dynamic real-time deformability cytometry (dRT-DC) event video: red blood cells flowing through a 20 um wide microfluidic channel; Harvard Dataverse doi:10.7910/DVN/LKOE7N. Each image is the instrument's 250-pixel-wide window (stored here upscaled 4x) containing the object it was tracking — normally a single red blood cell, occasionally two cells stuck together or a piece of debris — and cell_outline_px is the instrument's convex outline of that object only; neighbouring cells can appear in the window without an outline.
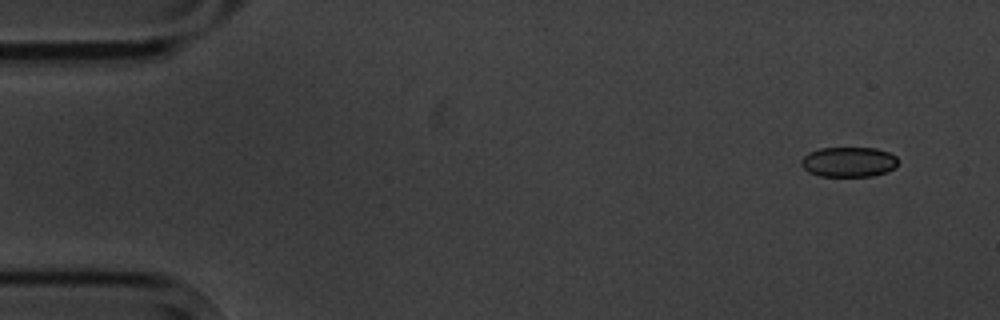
{"species": "common noctule bat (a hibernating species)", "species_latin": "Nyctalus noctula", "temperature_condition": "cold", "stored_images_in_passage": 10, "camera_frame_rate_fps": 3000, "um_per_image_px": 0.085, "animal": {"sex": "male", "body_mass_g": 20.1, "forearm_length_mm": 53.5}, "frame": {"image": 1, "passage_image": 1, "time_ms": 0.0, "image_size_px": [1000, 320], "cell_outline_px": [[896, 164], [888, 172], [872, 176], [820, 176], [808, 172], [800, 164], [800, 160], [808, 152], [820, 148], [876, 148], [888, 152], [896, 156]], "centroid_in_image_um": [72.1, 13.76], "position_along_channel_um": 12.9, "area_um2": 16.94}}
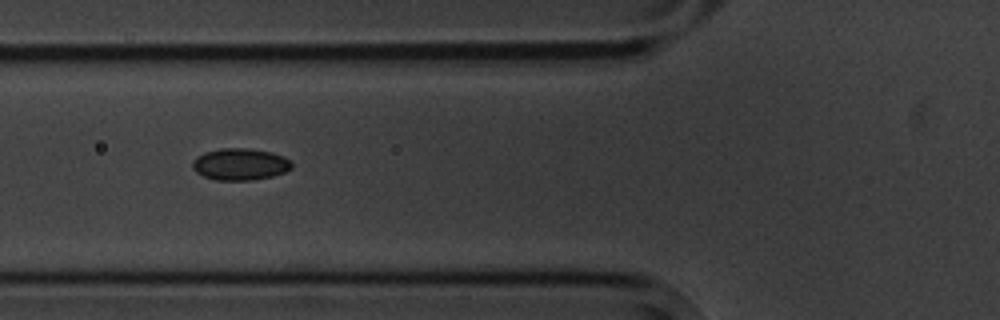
{"frame": {"image": 2, "passage_image": 6, "time_ms": 5.667, "image_size_px": [1000, 320], "cell_outline_px": [[292, 168], [284, 172], [272, 176], [252, 180], [216, 180], [204, 176], [196, 172], [192, 168], [192, 160], [196, 156], [204, 152], [220, 148], [248, 148], [272, 152], [284, 156], [292, 164]], "centroid_in_image_um": [20.38, 13.95], "position_along_channel_um": 105.4, "area_um2": 18.5}}
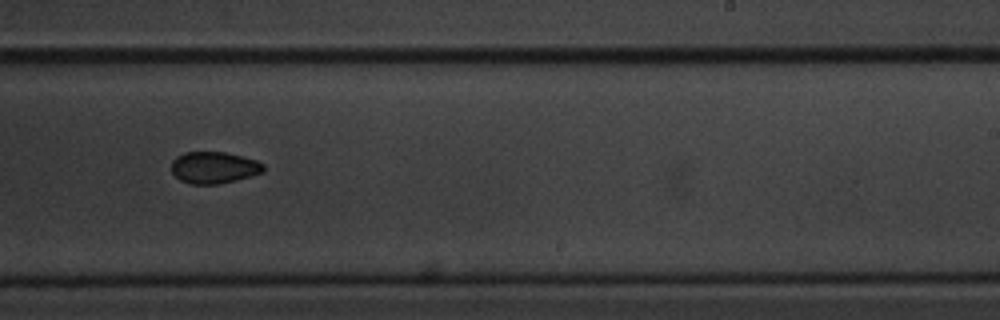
{"frame": {"image": 3, "passage_image": 10, "time_ms": 10.333, "image_size_px": [1000, 320], "cell_outline_px": [[264, 172], [236, 180], [216, 184], [192, 184], [180, 180], [172, 172], [172, 160], [176, 156], [184, 152], [224, 152], [256, 160], [264, 164]], "centroid_in_image_um": [18.18, 14.24], "position_along_channel_um": 270.8, "area_um2": 16.94}}